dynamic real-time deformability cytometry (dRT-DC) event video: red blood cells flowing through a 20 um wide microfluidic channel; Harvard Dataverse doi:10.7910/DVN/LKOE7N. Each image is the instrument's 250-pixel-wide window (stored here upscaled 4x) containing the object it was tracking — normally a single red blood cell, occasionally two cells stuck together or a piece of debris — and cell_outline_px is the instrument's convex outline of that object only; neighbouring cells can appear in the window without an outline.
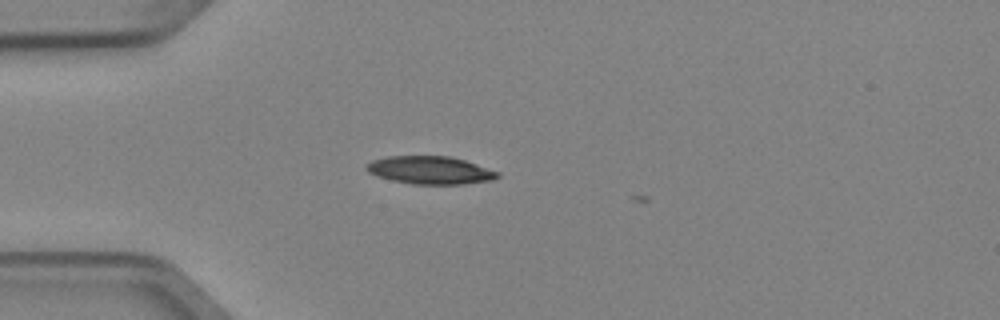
{"species": "Egyptian fruit bat (a non-hibernating species)", "species_latin": "Rousettus aegyptiacus", "temperature_condition": "cold", "stored_images_in_passage": 1, "camera_frame_rate_fps": 3000, "um_per_image_px": 0.085, "animal": {"sex": "female"}, "frame": {"image": 1, "passage_image": 1, "time_ms": 0.0, "image_size_px": [1000, 320], "cell_outline_px": [[500, 176], [492, 180], [464, 184], [412, 184], [392, 180], [376, 176], [368, 172], [364, 168], [372, 160], [388, 156], [448, 156], [464, 160], [500, 172]], "centroid_in_image_um": [36.56, 14.47], "position_along_channel_um": 48.4, "area_um2": 21.27}}